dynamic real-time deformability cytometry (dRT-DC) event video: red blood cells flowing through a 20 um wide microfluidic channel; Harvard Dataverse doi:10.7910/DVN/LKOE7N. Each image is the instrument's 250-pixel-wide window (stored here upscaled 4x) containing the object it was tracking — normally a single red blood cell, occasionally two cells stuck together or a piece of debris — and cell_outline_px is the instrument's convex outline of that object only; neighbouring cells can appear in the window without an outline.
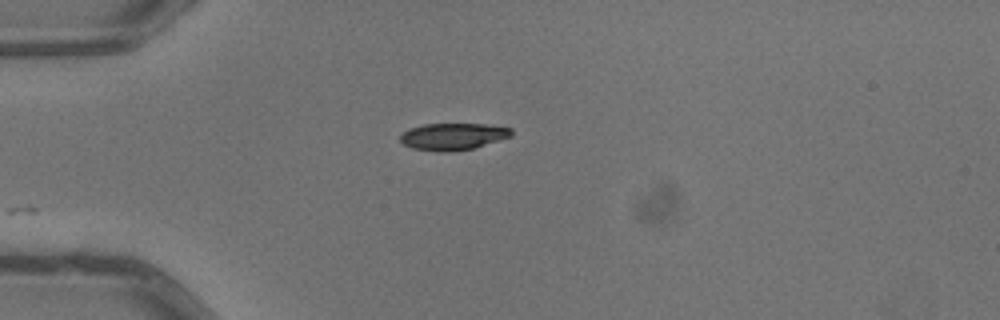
{"species": "common noctule bat (a hibernating species)", "species_latin": "Nyctalus noctula", "temperature_condition": "warm", "stored_images_in_passage": 3, "camera_frame_rate_fps": 3000, "um_per_image_px": 0.085, "animal": {"sex": "male", "body_mass_g": 13.3}, "frame": {"image": 1, "passage_image": 1, "time_ms": 0.0, "image_size_px": [1000, 320], "cell_outline_px": [[512, 136], [500, 140], [472, 148], [452, 152], [440, 152], [412, 148], [404, 144], [400, 140], [400, 136], [404, 132], [412, 128], [424, 124], [484, 124], [512, 128]], "centroid_in_image_um": [38.52, 11.6], "position_along_channel_um": 46.5, "area_um2": 17.28}}
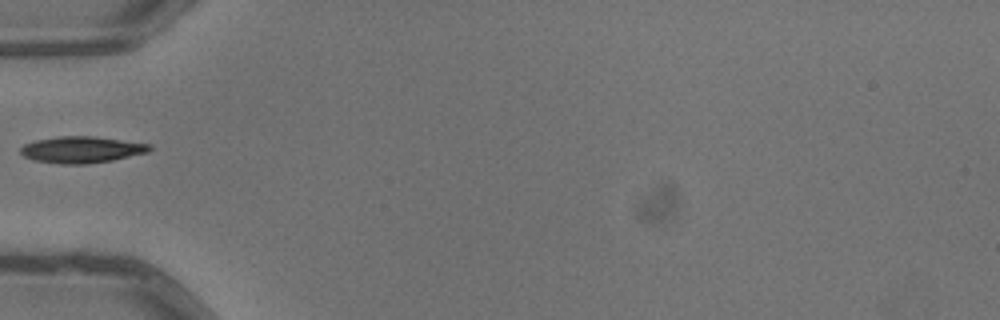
{"frame": {"image": 2, "passage_image": 2, "time_ms": 0.333, "image_size_px": [1000, 320], "cell_outline_px": [[152, 148], [148, 152], [112, 160], [84, 164], [60, 164], [32, 160], [24, 156], [20, 152], [20, 148], [24, 144], [36, 140], [60, 136], [96, 136], [152, 144]], "centroid_in_image_um": [6.94, 12.71], "position_along_channel_um": 78.1, "area_um2": 20.0}}
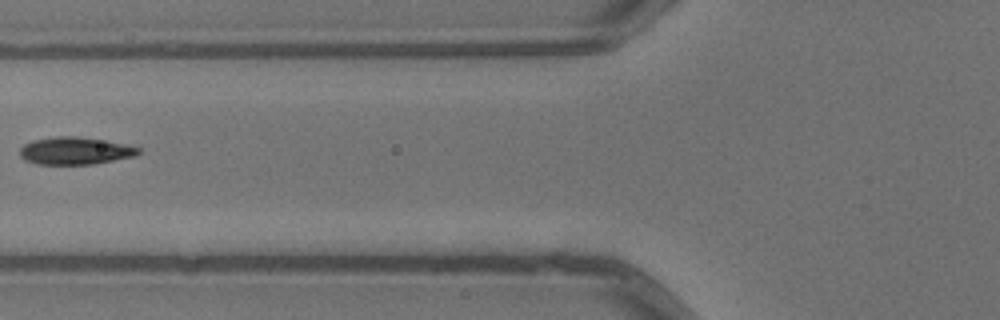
{"frame": {"image": 3, "passage_image": 3, "time_ms": 0.667, "image_size_px": [1000, 320], "cell_outline_px": [[140, 152], [136, 156], [92, 164], [36, 164], [24, 160], [20, 156], [20, 148], [24, 144], [32, 140], [56, 136], [76, 136], [104, 140], [124, 144], [140, 148]], "centroid_in_image_um": [6.36, 12.82], "position_along_channel_um": 119.4, "area_um2": 18.96}}